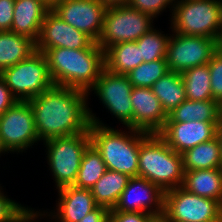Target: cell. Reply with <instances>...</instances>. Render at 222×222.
I'll use <instances>...</instances> for the list:
<instances>
[{
  "label": "cell",
  "instance_id": "cell-1",
  "mask_svg": "<svg viewBox=\"0 0 222 222\" xmlns=\"http://www.w3.org/2000/svg\"><path fill=\"white\" fill-rule=\"evenodd\" d=\"M87 100V92L57 85L29 100L39 141L88 132Z\"/></svg>",
  "mask_w": 222,
  "mask_h": 222
},
{
  "label": "cell",
  "instance_id": "cell-2",
  "mask_svg": "<svg viewBox=\"0 0 222 222\" xmlns=\"http://www.w3.org/2000/svg\"><path fill=\"white\" fill-rule=\"evenodd\" d=\"M54 85L89 92L105 69V52L93 42L86 49L52 48L45 53Z\"/></svg>",
  "mask_w": 222,
  "mask_h": 222
},
{
  "label": "cell",
  "instance_id": "cell-3",
  "mask_svg": "<svg viewBox=\"0 0 222 222\" xmlns=\"http://www.w3.org/2000/svg\"><path fill=\"white\" fill-rule=\"evenodd\" d=\"M89 117L91 144L101 154L106 168L131 178L138 177L140 143L150 133L130 127H126L128 133L111 128L99 121L90 109Z\"/></svg>",
  "mask_w": 222,
  "mask_h": 222
},
{
  "label": "cell",
  "instance_id": "cell-4",
  "mask_svg": "<svg viewBox=\"0 0 222 222\" xmlns=\"http://www.w3.org/2000/svg\"><path fill=\"white\" fill-rule=\"evenodd\" d=\"M184 175L182 155L157 133H150L140 143L138 177L147 179L165 192L182 186Z\"/></svg>",
  "mask_w": 222,
  "mask_h": 222
},
{
  "label": "cell",
  "instance_id": "cell-5",
  "mask_svg": "<svg viewBox=\"0 0 222 222\" xmlns=\"http://www.w3.org/2000/svg\"><path fill=\"white\" fill-rule=\"evenodd\" d=\"M172 11V32L217 39L222 27V0H180Z\"/></svg>",
  "mask_w": 222,
  "mask_h": 222
},
{
  "label": "cell",
  "instance_id": "cell-6",
  "mask_svg": "<svg viewBox=\"0 0 222 222\" xmlns=\"http://www.w3.org/2000/svg\"><path fill=\"white\" fill-rule=\"evenodd\" d=\"M56 188L73 186L85 150L91 145L89 131L44 141Z\"/></svg>",
  "mask_w": 222,
  "mask_h": 222
},
{
  "label": "cell",
  "instance_id": "cell-7",
  "mask_svg": "<svg viewBox=\"0 0 222 222\" xmlns=\"http://www.w3.org/2000/svg\"><path fill=\"white\" fill-rule=\"evenodd\" d=\"M0 77L18 101H29L54 85L46 56L37 50L23 61L2 70Z\"/></svg>",
  "mask_w": 222,
  "mask_h": 222
},
{
  "label": "cell",
  "instance_id": "cell-8",
  "mask_svg": "<svg viewBox=\"0 0 222 222\" xmlns=\"http://www.w3.org/2000/svg\"><path fill=\"white\" fill-rule=\"evenodd\" d=\"M155 18L129 5L107 7L97 45L105 52L121 42H134L149 32Z\"/></svg>",
  "mask_w": 222,
  "mask_h": 222
},
{
  "label": "cell",
  "instance_id": "cell-9",
  "mask_svg": "<svg viewBox=\"0 0 222 222\" xmlns=\"http://www.w3.org/2000/svg\"><path fill=\"white\" fill-rule=\"evenodd\" d=\"M161 218L165 222H222V204L180 186L165 191Z\"/></svg>",
  "mask_w": 222,
  "mask_h": 222
},
{
  "label": "cell",
  "instance_id": "cell-10",
  "mask_svg": "<svg viewBox=\"0 0 222 222\" xmlns=\"http://www.w3.org/2000/svg\"><path fill=\"white\" fill-rule=\"evenodd\" d=\"M216 51V40L213 38L173 32L165 59L169 71L181 74L190 68L208 64Z\"/></svg>",
  "mask_w": 222,
  "mask_h": 222
},
{
  "label": "cell",
  "instance_id": "cell-11",
  "mask_svg": "<svg viewBox=\"0 0 222 222\" xmlns=\"http://www.w3.org/2000/svg\"><path fill=\"white\" fill-rule=\"evenodd\" d=\"M0 139L7 153L23 152L39 141L29 101H17L0 116Z\"/></svg>",
  "mask_w": 222,
  "mask_h": 222
},
{
  "label": "cell",
  "instance_id": "cell-12",
  "mask_svg": "<svg viewBox=\"0 0 222 222\" xmlns=\"http://www.w3.org/2000/svg\"><path fill=\"white\" fill-rule=\"evenodd\" d=\"M132 88L133 85L127 75L114 74L104 69L88 95L94 90L96 96L113 116L126 127L133 128Z\"/></svg>",
  "mask_w": 222,
  "mask_h": 222
},
{
  "label": "cell",
  "instance_id": "cell-13",
  "mask_svg": "<svg viewBox=\"0 0 222 222\" xmlns=\"http://www.w3.org/2000/svg\"><path fill=\"white\" fill-rule=\"evenodd\" d=\"M106 9L99 0H62L51 10L97 43L103 30Z\"/></svg>",
  "mask_w": 222,
  "mask_h": 222
},
{
  "label": "cell",
  "instance_id": "cell-14",
  "mask_svg": "<svg viewBox=\"0 0 222 222\" xmlns=\"http://www.w3.org/2000/svg\"><path fill=\"white\" fill-rule=\"evenodd\" d=\"M164 193L159 186L147 179L132 177L110 211L142 212L161 218L164 211Z\"/></svg>",
  "mask_w": 222,
  "mask_h": 222
},
{
  "label": "cell",
  "instance_id": "cell-15",
  "mask_svg": "<svg viewBox=\"0 0 222 222\" xmlns=\"http://www.w3.org/2000/svg\"><path fill=\"white\" fill-rule=\"evenodd\" d=\"M93 42L85 33L72 27L50 10L41 25L36 50L45 53L52 48L86 49Z\"/></svg>",
  "mask_w": 222,
  "mask_h": 222
},
{
  "label": "cell",
  "instance_id": "cell-16",
  "mask_svg": "<svg viewBox=\"0 0 222 222\" xmlns=\"http://www.w3.org/2000/svg\"><path fill=\"white\" fill-rule=\"evenodd\" d=\"M218 122H165L157 133L169 147L179 154L195 147L200 143L216 137Z\"/></svg>",
  "mask_w": 222,
  "mask_h": 222
},
{
  "label": "cell",
  "instance_id": "cell-17",
  "mask_svg": "<svg viewBox=\"0 0 222 222\" xmlns=\"http://www.w3.org/2000/svg\"><path fill=\"white\" fill-rule=\"evenodd\" d=\"M133 129L158 133L167 121L168 114L154 95L152 88L133 87L131 92Z\"/></svg>",
  "mask_w": 222,
  "mask_h": 222
},
{
  "label": "cell",
  "instance_id": "cell-18",
  "mask_svg": "<svg viewBox=\"0 0 222 222\" xmlns=\"http://www.w3.org/2000/svg\"><path fill=\"white\" fill-rule=\"evenodd\" d=\"M58 193L57 212L48 214L57 222H79L98 207L90 189L66 186L58 189Z\"/></svg>",
  "mask_w": 222,
  "mask_h": 222
},
{
  "label": "cell",
  "instance_id": "cell-19",
  "mask_svg": "<svg viewBox=\"0 0 222 222\" xmlns=\"http://www.w3.org/2000/svg\"><path fill=\"white\" fill-rule=\"evenodd\" d=\"M50 10L42 0H15L11 31L36 42Z\"/></svg>",
  "mask_w": 222,
  "mask_h": 222
},
{
  "label": "cell",
  "instance_id": "cell-20",
  "mask_svg": "<svg viewBox=\"0 0 222 222\" xmlns=\"http://www.w3.org/2000/svg\"><path fill=\"white\" fill-rule=\"evenodd\" d=\"M182 187L201 197L222 204V168L185 171Z\"/></svg>",
  "mask_w": 222,
  "mask_h": 222
},
{
  "label": "cell",
  "instance_id": "cell-21",
  "mask_svg": "<svg viewBox=\"0 0 222 222\" xmlns=\"http://www.w3.org/2000/svg\"><path fill=\"white\" fill-rule=\"evenodd\" d=\"M222 116V106L215 100L183 101L169 114L166 122H219Z\"/></svg>",
  "mask_w": 222,
  "mask_h": 222
},
{
  "label": "cell",
  "instance_id": "cell-22",
  "mask_svg": "<svg viewBox=\"0 0 222 222\" xmlns=\"http://www.w3.org/2000/svg\"><path fill=\"white\" fill-rule=\"evenodd\" d=\"M36 51V42L12 31H0V72Z\"/></svg>",
  "mask_w": 222,
  "mask_h": 222
},
{
  "label": "cell",
  "instance_id": "cell-23",
  "mask_svg": "<svg viewBox=\"0 0 222 222\" xmlns=\"http://www.w3.org/2000/svg\"><path fill=\"white\" fill-rule=\"evenodd\" d=\"M130 178L126 174L107 169L90 189L96 204L107 208L109 211L112 210Z\"/></svg>",
  "mask_w": 222,
  "mask_h": 222
},
{
  "label": "cell",
  "instance_id": "cell-24",
  "mask_svg": "<svg viewBox=\"0 0 222 222\" xmlns=\"http://www.w3.org/2000/svg\"><path fill=\"white\" fill-rule=\"evenodd\" d=\"M142 62L136 41L117 43L105 51V69L114 74L127 75Z\"/></svg>",
  "mask_w": 222,
  "mask_h": 222
},
{
  "label": "cell",
  "instance_id": "cell-25",
  "mask_svg": "<svg viewBox=\"0 0 222 222\" xmlns=\"http://www.w3.org/2000/svg\"><path fill=\"white\" fill-rule=\"evenodd\" d=\"M181 155L184 171L222 168L220 145L216 137L196 145Z\"/></svg>",
  "mask_w": 222,
  "mask_h": 222
},
{
  "label": "cell",
  "instance_id": "cell-26",
  "mask_svg": "<svg viewBox=\"0 0 222 222\" xmlns=\"http://www.w3.org/2000/svg\"><path fill=\"white\" fill-rule=\"evenodd\" d=\"M152 90L167 114L186 100L185 85L180 73L169 71L153 84Z\"/></svg>",
  "mask_w": 222,
  "mask_h": 222
},
{
  "label": "cell",
  "instance_id": "cell-27",
  "mask_svg": "<svg viewBox=\"0 0 222 222\" xmlns=\"http://www.w3.org/2000/svg\"><path fill=\"white\" fill-rule=\"evenodd\" d=\"M186 99L190 101L213 100L208 64L190 68L181 73Z\"/></svg>",
  "mask_w": 222,
  "mask_h": 222
},
{
  "label": "cell",
  "instance_id": "cell-28",
  "mask_svg": "<svg viewBox=\"0 0 222 222\" xmlns=\"http://www.w3.org/2000/svg\"><path fill=\"white\" fill-rule=\"evenodd\" d=\"M101 154L91 144L84 152L76 181L73 186L91 189L106 172Z\"/></svg>",
  "mask_w": 222,
  "mask_h": 222
},
{
  "label": "cell",
  "instance_id": "cell-29",
  "mask_svg": "<svg viewBox=\"0 0 222 222\" xmlns=\"http://www.w3.org/2000/svg\"><path fill=\"white\" fill-rule=\"evenodd\" d=\"M168 72L166 59H159L152 62H142L127 76L133 87L152 88L153 84Z\"/></svg>",
  "mask_w": 222,
  "mask_h": 222
},
{
  "label": "cell",
  "instance_id": "cell-30",
  "mask_svg": "<svg viewBox=\"0 0 222 222\" xmlns=\"http://www.w3.org/2000/svg\"><path fill=\"white\" fill-rule=\"evenodd\" d=\"M162 33L163 31L152 28L136 41L143 62L165 59L170 36Z\"/></svg>",
  "mask_w": 222,
  "mask_h": 222
},
{
  "label": "cell",
  "instance_id": "cell-31",
  "mask_svg": "<svg viewBox=\"0 0 222 222\" xmlns=\"http://www.w3.org/2000/svg\"><path fill=\"white\" fill-rule=\"evenodd\" d=\"M0 187V222H34L45 213L34 211L4 195ZM35 219V220H34Z\"/></svg>",
  "mask_w": 222,
  "mask_h": 222
},
{
  "label": "cell",
  "instance_id": "cell-32",
  "mask_svg": "<svg viewBox=\"0 0 222 222\" xmlns=\"http://www.w3.org/2000/svg\"><path fill=\"white\" fill-rule=\"evenodd\" d=\"M213 100L222 106V54L216 51L208 63Z\"/></svg>",
  "mask_w": 222,
  "mask_h": 222
},
{
  "label": "cell",
  "instance_id": "cell-33",
  "mask_svg": "<svg viewBox=\"0 0 222 222\" xmlns=\"http://www.w3.org/2000/svg\"><path fill=\"white\" fill-rule=\"evenodd\" d=\"M128 5L155 18L166 7L173 8L174 3L173 0H129Z\"/></svg>",
  "mask_w": 222,
  "mask_h": 222
},
{
  "label": "cell",
  "instance_id": "cell-34",
  "mask_svg": "<svg viewBox=\"0 0 222 222\" xmlns=\"http://www.w3.org/2000/svg\"><path fill=\"white\" fill-rule=\"evenodd\" d=\"M159 219L156 215L142 212H109V222H157Z\"/></svg>",
  "mask_w": 222,
  "mask_h": 222
},
{
  "label": "cell",
  "instance_id": "cell-35",
  "mask_svg": "<svg viewBox=\"0 0 222 222\" xmlns=\"http://www.w3.org/2000/svg\"><path fill=\"white\" fill-rule=\"evenodd\" d=\"M15 0H0V31H11Z\"/></svg>",
  "mask_w": 222,
  "mask_h": 222
},
{
  "label": "cell",
  "instance_id": "cell-36",
  "mask_svg": "<svg viewBox=\"0 0 222 222\" xmlns=\"http://www.w3.org/2000/svg\"><path fill=\"white\" fill-rule=\"evenodd\" d=\"M17 101L5 81L0 77V116Z\"/></svg>",
  "mask_w": 222,
  "mask_h": 222
},
{
  "label": "cell",
  "instance_id": "cell-37",
  "mask_svg": "<svg viewBox=\"0 0 222 222\" xmlns=\"http://www.w3.org/2000/svg\"><path fill=\"white\" fill-rule=\"evenodd\" d=\"M109 212L107 208L98 206L79 222H109Z\"/></svg>",
  "mask_w": 222,
  "mask_h": 222
},
{
  "label": "cell",
  "instance_id": "cell-38",
  "mask_svg": "<svg viewBox=\"0 0 222 222\" xmlns=\"http://www.w3.org/2000/svg\"><path fill=\"white\" fill-rule=\"evenodd\" d=\"M106 7L128 5L129 0H99Z\"/></svg>",
  "mask_w": 222,
  "mask_h": 222
},
{
  "label": "cell",
  "instance_id": "cell-39",
  "mask_svg": "<svg viewBox=\"0 0 222 222\" xmlns=\"http://www.w3.org/2000/svg\"><path fill=\"white\" fill-rule=\"evenodd\" d=\"M216 138H217L219 145H220V154H221V158H222V116H221V119L218 122V125L216 127Z\"/></svg>",
  "mask_w": 222,
  "mask_h": 222
},
{
  "label": "cell",
  "instance_id": "cell-40",
  "mask_svg": "<svg viewBox=\"0 0 222 222\" xmlns=\"http://www.w3.org/2000/svg\"><path fill=\"white\" fill-rule=\"evenodd\" d=\"M216 46H217V51H219L222 54V27L216 39Z\"/></svg>",
  "mask_w": 222,
  "mask_h": 222
},
{
  "label": "cell",
  "instance_id": "cell-41",
  "mask_svg": "<svg viewBox=\"0 0 222 222\" xmlns=\"http://www.w3.org/2000/svg\"><path fill=\"white\" fill-rule=\"evenodd\" d=\"M50 9H52L57 3H60L62 0H42Z\"/></svg>",
  "mask_w": 222,
  "mask_h": 222
},
{
  "label": "cell",
  "instance_id": "cell-42",
  "mask_svg": "<svg viewBox=\"0 0 222 222\" xmlns=\"http://www.w3.org/2000/svg\"><path fill=\"white\" fill-rule=\"evenodd\" d=\"M7 151L4 149L3 145H2V142H1V139H0V156H1V153H6Z\"/></svg>",
  "mask_w": 222,
  "mask_h": 222
},
{
  "label": "cell",
  "instance_id": "cell-43",
  "mask_svg": "<svg viewBox=\"0 0 222 222\" xmlns=\"http://www.w3.org/2000/svg\"><path fill=\"white\" fill-rule=\"evenodd\" d=\"M157 222H165L162 218H160Z\"/></svg>",
  "mask_w": 222,
  "mask_h": 222
},
{
  "label": "cell",
  "instance_id": "cell-44",
  "mask_svg": "<svg viewBox=\"0 0 222 222\" xmlns=\"http://www.w3.org/2000/svg\"><path fill=\"white\" fill-rule=\"evenodd\" d=\"M180 0H173L174 3L179 2ZM182 1V0H181Z\"/></svg>",
  "mask_w": 222,
  "mask_h": 222
}]
</instances>
